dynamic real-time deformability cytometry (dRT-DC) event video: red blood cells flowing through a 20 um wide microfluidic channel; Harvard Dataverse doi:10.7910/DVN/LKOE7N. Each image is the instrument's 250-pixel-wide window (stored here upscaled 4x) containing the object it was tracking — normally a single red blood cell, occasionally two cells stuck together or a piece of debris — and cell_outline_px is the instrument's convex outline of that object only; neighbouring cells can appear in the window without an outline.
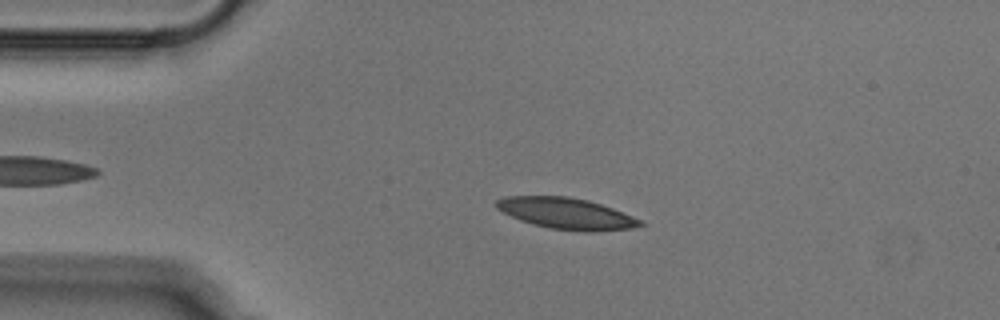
{"species": "Egyptian fruit bat (a non-hibernating species)", "species_latin": "Rousettus aegyptiacus", "temperature_condition": "cold", "stored_images_in_passage": 51, "camera_frame_rate_fps": 3000, "um_per_image_px": 0.085, "animal": {"sex": "male"}, "frame": {"image": 1, "passage_image": 10, "time_ms": 3.0, "image_size_px": [1000, 320], "cell_outline_px": [[644, 224], [632, 228], [588, 232], [584, 232], [552, 228], [532, 224], [520, 220], [496, 208], [492, 204], [496, 200], [504, 196], [568, 196], [588, 200], [612, 208], [644, 220]], "centroid_in_image_um": [48.13, 18.14], "position_along_channel_um": 36.9, "area_um2": 26.18}}
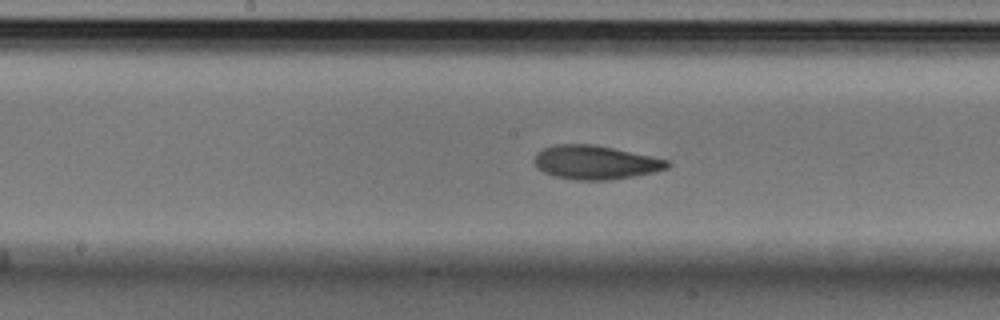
{"frame": {"image": 2, "passage_image": 25, "time_ms": 8.0, "image_size_px": [1000, 320], "cell_outline_px": [[672, 164], [668, 168], [656, 172], [612, 180], [576, 180], [556, 176], [544, 172], [536, 168], [532, 160], [536, 152], [544, 148], [556, 144], [592, 144], [652, 156], [668, 160]], "centroid_in_image_um": [50.6, 13.81], "position_along_channel_um": 197.6, "area_um2": 26.41}}
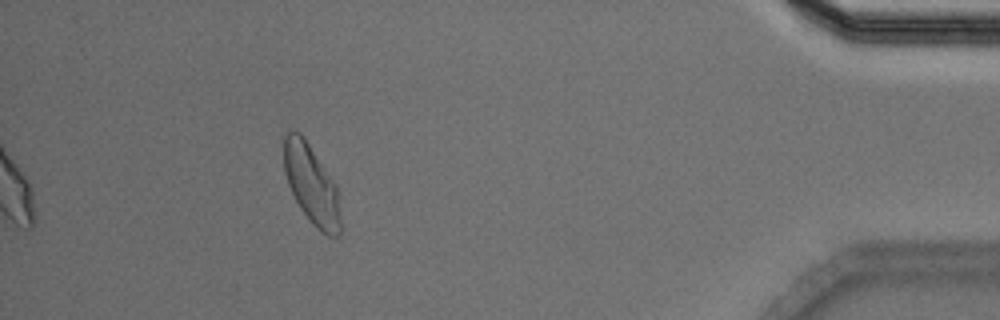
{"frame": {"image": 3, "passage_image": 46, "time_ms": 15.0, "image_size_px": [1000, 320], "cell_outline_px": [[340, 236], [328, 236], [316, 228], [312, 224], [300, 208], [288, 184], [284, 172], [284, 136], [292, 128], [300, 132], [336, 184], [340, 216]], "centroid_in_image_um": [26.46, 15.68], "position_along_channel_um": 408.7, "area_um2": 25.95}}